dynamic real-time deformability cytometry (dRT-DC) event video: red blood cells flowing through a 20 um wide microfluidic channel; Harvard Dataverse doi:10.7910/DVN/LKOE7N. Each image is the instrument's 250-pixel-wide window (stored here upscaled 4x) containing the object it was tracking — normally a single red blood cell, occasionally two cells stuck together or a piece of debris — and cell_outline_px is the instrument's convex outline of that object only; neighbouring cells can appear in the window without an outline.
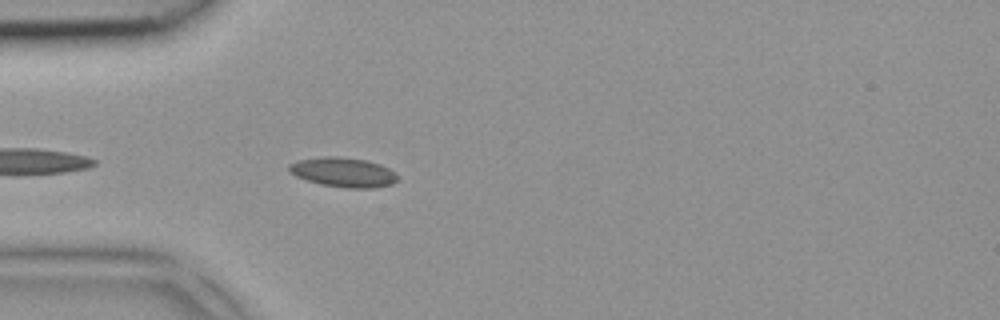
{"species": "common noctule bat (a hibernating species)", "species_latin": "Nyctalus noctula", "temperature_condition": "room temperature", "stored_images_in_passage": 3, "camera_frame_rate_fps": 3000, "um_per_image_px": 0.085, "animal": {"sex": "female", "body_mass_g": 18.4}, "frame": {"image": 1, "passage_image": 3, "time_ms": 0.667, "image_size_px": [1000, 320], "cell_outline_px": [[400, 176], [392, 184], [376, 188], [348, 188], [320, 184], [296, 176], [288, 172], [288, 164], [296, 160], [324, 156], [340, 156], [368, 160], [380, 164], [396, 172]], "centroid_in_image_um": [29.19, 14.63], "position_along_channel_um": 55.8, "area_um2": 19.02}}